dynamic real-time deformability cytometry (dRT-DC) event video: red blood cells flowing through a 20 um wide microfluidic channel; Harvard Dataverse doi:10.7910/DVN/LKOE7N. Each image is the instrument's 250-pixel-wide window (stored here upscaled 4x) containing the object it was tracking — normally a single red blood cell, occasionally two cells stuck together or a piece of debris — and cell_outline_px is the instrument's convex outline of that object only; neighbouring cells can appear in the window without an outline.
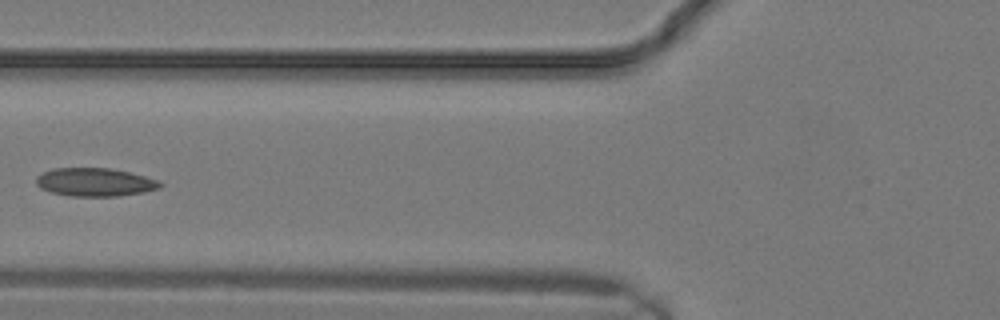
{"species": "common noctule bat (a hibernating species)", "species_latin": "Nyctalus noctula", "temperature_condition": "warm", "stored_images_in_passage": 15, "camera_frame_rate_fps": 3000, "um_per_image_px": 0.085, "animal": {"sex": "male", "body_mass_g": 19.2, "forearm_length_mm": 51.8}, "frame": {"image": 1, "passage_image": 11, "time_ms": 3.333, "image_size_px": [1000, 320], "cell_outline_px": [[164, 184], [160, 188], [144, 192], [116, 196], [68, 196], [52, 192], [40, 188], [36, 184], [36, 176], [52, 168], [112, 168], [144, 176], [156, 180]], "centroid_in_image_um": [8.05, 15.48], "position_along_channel_um": 117.8, "area_um2": 20.4}}
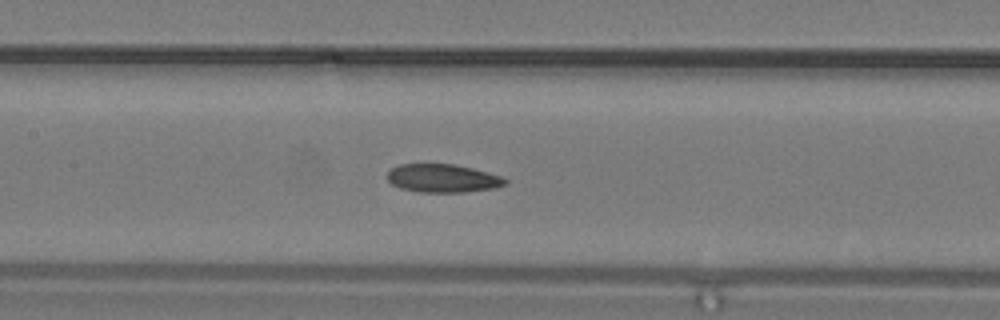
{"frame": {"image": 2, "passage_image": 13, "time_ms": 4.0, "image_size_px": [1000, 320], "cell_outline_px": [[508, 184], [496, 188], [464, 192], [420, 192], [400, 188], [392, 184], [388, 180], [388, 172], [392, 168], [400, 164], [456, 164], [488, 172], [500, 176], [508, 180]], "centroid_in_image_um": [37.66, 15.15], "position_along_channel_um": 169.7, "area_um2": 19.48}}
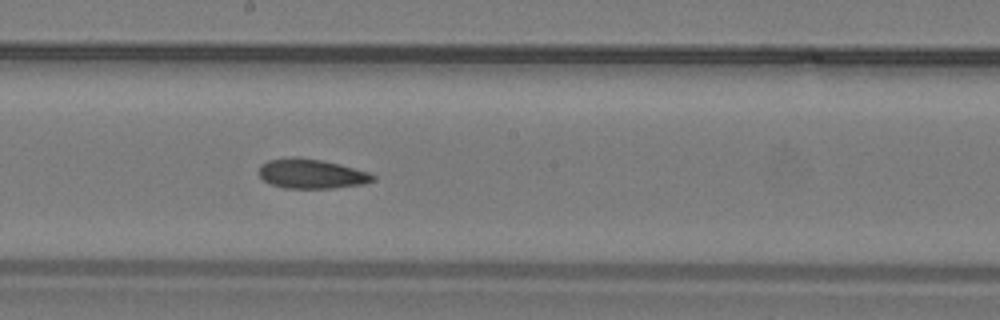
{"frame": {"image": 3, "passage_image": 15, "time_ms": 4.667, "image_size_px": [1000, 320], "cell_outline_px": [[376, 180], [364, 184], [332, 188], [284, 188], [272, 184], [264, 180], [260, 176], [260, 164], [268, 160], [292, 156], [296, 156], [320, 160], [340, 164], [368, 172], [376, 176]], "centroid_in_image_um": [26.48, 14.76], "position_along_channel_um": 221.7, "area_um2": 19.65}}